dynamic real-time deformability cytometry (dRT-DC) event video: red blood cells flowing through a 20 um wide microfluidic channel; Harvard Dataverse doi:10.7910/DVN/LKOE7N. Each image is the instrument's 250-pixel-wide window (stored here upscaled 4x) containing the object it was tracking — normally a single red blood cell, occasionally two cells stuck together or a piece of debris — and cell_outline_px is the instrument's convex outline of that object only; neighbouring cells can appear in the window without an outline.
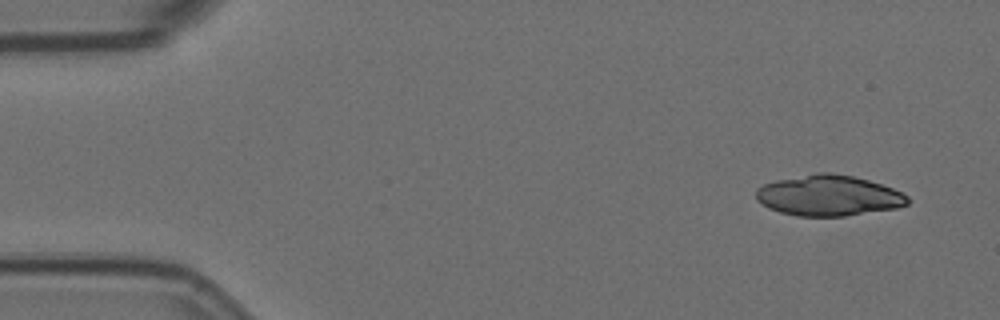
{"species": "Egyptian fruit bat (a non-hibernating species)", "species_latin": "Rousettus aegyptiacus", "temperature_condition": "room temperature", "stored_images_in_passage": 6, "camera_frame_rate_fps": 3000, "um_per_image_px": 0.085, "animal": {"sex": "female"}, "frame": {"image": 1, "passage_image": 1, "time_ms": 0.0, "image_size_px": [1000, 320], "cell_outline_px": [[908, 204], [896, 208], [844, 216], [796, 216], [780, 212], [768, 208], [756, 200], [756, 188], [764, 184], [776, 180], [816, 172], [832, 172], [852, 176], [868, 180], [892, 188], [908, 196]], "centroid_in_image_um": [70.39, 16.62], "position_along_channel_um": 14.6, "area_um2": 35.95}}